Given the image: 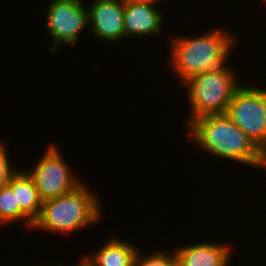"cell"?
<instances>
[{
    "label": "cell",
    "mask_w": 266,
    "mask_h": 266,
    "mask_svg": "<svg viewBox=\"0 0 266 266\" xmlns=\"http://www.w3.org/2000/svg\"><path fill=\"white\" fill-rule=\"evenodd\" d=\"M248 84L232 97L226 115L266 154V88Z\"/></svg>",
    "instance_id": "5b68a950"
},
{
    "label": "cell",
    "mask_w": 266,
    "mask_h": 266,
    "mask_svg": "<svg viewBox=\"0 0 266 266\" xmlns=\"http://www.w3.org/2000/svg\"><path fill=\"white\" fill-rule=\"evenodd\" d=\"M77 264L76 265H72V266H83L80 262H76ZM65 266H69V265H65Z\"/></svg>",
    "instance_id": "ac0fdd59"
},
{
    "label": "cell",
    "mask_w": 266,
    "mask_h": 266,
    "mask_svg": "<svg viewBox=\"0 0 266 266\" xmlns=\"http://www.w3.org/2000/svg\"><path fill=\"white\" fill-rule=\"evenodd\" d=\"M86 182L59 197L42 202L40 216L33 230L68 235L99 224L102 219L101 200Z\"/></svg>",
    "instance_id": "3957f363"
},
{
    "label": "cell",
    "mask_w": 266,
    "mask_h": 266,
    "mask_svg": "<svg viewBox=\"0 0 266 266\" xmlns=\"http://www.w3.org/2000/svg\"><path fill=\"white\" fill-rule=\"evenodd\" d=\"M60 152L62 150L57 142L48 144L34 167L26 170L33 178L42 201L66 194L83 182L73 173L71 164Z\"/></svg>",
    "instance_id": "8992f818"
},
{
    "label": "cell",
    "mask_w": 266,
    "mask_h": 266,
    "mask_svg": "<svg viewBox=\"0 0 266 266\" xmlns=\"http://www.w3.org/2000/svg\"><path fill=\"white\" fill-rule=\"evenodd\" d=\"M174 247L177 266H230L232 244L201 242Z\"/></svg>",
    "instance_id": "30bf717a"
},
{
    "label": "cell",
    "mask_w": 266,
    "mask_h": 266,
    "mask_svg": "<svg viewBox=\"0 0 266 266\" xmlns=\"http://www.w3.org/2000/svg\"><path fill=\"white\" fill-rule=\"evenodd\" d=\"M86 0H51L46 11V30L52 40L50 52L64 44L76 46L80 33L89 31ZM88 28V29H87Z\"/></svg>",
    "instance_id": "52a82bcc"
},
{
    "label": "cell",
    "mask_w": 266,
    "mask_h": 266,
    "mask_svg": "<svg viewBox=\"0 0 266 266\" xmlns=\"http://www.w3.org/2000/svg\"><path fill=\"white\" fill-rule=\"evenodd\" d=\"M139 248L130 240L111 235L97 251L85 252L78 261L83 266H135Z\"/></svg>",
    "instance_id": "8fae6325"
},
{
    "label": "cell",
    "mask_w": 266,
    "mask_h": 266,
    "mask_svg": "<svg viewBox=\"0 0 266 266\" xmlns=\"http://www.w3.org/2000/svg\"><path fill=\"white\" fill-rule=\"evenodd\" d=\"M142 249H139L136 255L135 266H177L176 254L164 249L152 251V253L143 255Z\"/></svg>",
    "instance_id": "5bb4252c"
},
{
    "label": "cell",
    "mask_w": 266,
    "mask_h": 266,
    "mask_svg": "<svg viewBox=\"0 0 266 266\" xmlns=\"http://www.w3.org/2000/svg\"><path fill=\"white\" fill-rule=\"evenodd\" d=\"M32 266H33V265H32ZM36 266H37V265H36ZM38 266H39V265H38ZM40 266H41V265H40ZM42 266H45V265H42ZM46 266H48V265H46ZM49 266H50V265H49ZM52 266H65V265H64V264H60V263H59V264L56 263V264H53Z\"/></svg>",
    "instance_id": "e0dca14e"
},
{
    "label": "cell",
    "mask_w": 266,
    "mask_h": 266,
    "mask_svg": "<svg viewBox=\"0 0 266 266\" xmlns=\"http://www.w3.org/2000/svg\"><path fill=\"white\" fill-rule=\"evenodd\" d=\"M159 8L151 1L124 0L125 39L161 35L165 16Z\"/></svg>",
    "instance_id": "9c48e42d"
},
{
    "label": "cell",
    "mask_w": 266,
    "mask_h": 266,
    "mask_svg": "<svg viewBox=\"0 0 266 266\" xmlns=\"http://www.w3.org/2000/svg\"><path fill=\"white\" fill-rule=\"evenodd\" d=\"M144 1H151V2H154V3H161L163 0H144ZM166 2V0H165Z\"/></svg>",
    "instance_id": "2e32d148"
},
{
    "label": "cell",
    "mask_w": 266,
    "mask_h": 266,
    "mask_svg": "<svg viewBox=\"0 0 266 266\" xmlns=\"http://www.w3.org/2000/svg\"><path fill=\"white\" fill-rule=\"evenodd\" d=\"M204 32L195 37L169 36V69L181 82L180 87L195 74L224 69L233 56L231 52L239 40L228 28L217 27Z\"/></svg>",
    "instance_id": "7a4b0ae2"
},
{
    "label": "cell",
    "mask_w": 266,
    "mask_h": 266,
    "mask_svg": "<svg viewBox=\"0 0 266 266\" xmlns=\"http://www.w3.org/2000/svg\"><path fill=\"white\" fill-rule=\"evenodd\" d=\"M24 223L25 228L32 229L34 223L21 211L16 199V191L9 185L0 188V225Z\"/></svg>",
    "instance_id": "4fadbf2b"
},
{
    "label": "cell",
    "mask_w": 266,
    "mask_h": 266,
    "mask_svg": "<svg viewBox=\"0 0 266 266\" xmlns=\"http://www.w3.org/2000/svg\"><path fill=\"white\" fill-rule=\"evenodd\" d=\"M236 75V69L228 64L222 70L195 74L181 84L191 109L184 120L185 128L199 117L226 114L229 102L243 85Z\"/></svg>",
    "instance_id": "277c9868"
},
{
    "label": "cell",
    "mask_w": 266,
    "mask_h": 266,
    "mask_svg": "<svg viewBox=\"0 0 266 266\" xmlns=\"http://www.w3.org/2000/svg\"><path fill=\"white\" fill-rule=\"evenodd\" d=\"M186 129L189 141L213 158L266 172V154L226 114L199 117Z\"/></svg>",
    "instance_id": "6da1fadb"
},
{
    "label": "cell",
    "mask_w": 266,
    "mask_h": 266,
    "mask_svg": "<svg viewBox=\"0 0 266 266\" xmlns=\"http://www.w3.org/2000/svg\"><path fill=\"white\" fill-rule=\"evenodd\" d=\"M8 185L16 191V199L21 211L34 223L40 216L42 200L33 178L26 169H18L9 179Z\"/></svg>",
    "instance_id": "7c38bea8"
},
{
    "label": "cell",
    "mask_w": 266,
    "mask_h": 266,
    "mask_svg": "<svg viewBox=\"0 0 266 266\" xmlns=\"http://www.w3.org/2000/svg\"><path fill=\"white\" fill-rule=\"evenodd\" d=\"M8 143L0 141V188L8 185L11 176L18 170V167L11 165V155L8 152ZM10 157V158H9Z\"/></svg>",
    "instance_id": "9a60e30c"
},
{
    "label": "cell",
    "mask_w": 266,
    "mask_h": 266,
    "mask_svg": "<svg viewBox=\"0 0 266 266\" xmlns=\"http://www.w3.org/2000/svg\"><path fill=\"white\" fill-rule=\"evenodd\" d=\"M94 2V3H93ZM88 9L89 32L104 42L125 38L124 0H94Z\"/></svg>",
    "instance_id": "ba28073f"
}]
</instances>
